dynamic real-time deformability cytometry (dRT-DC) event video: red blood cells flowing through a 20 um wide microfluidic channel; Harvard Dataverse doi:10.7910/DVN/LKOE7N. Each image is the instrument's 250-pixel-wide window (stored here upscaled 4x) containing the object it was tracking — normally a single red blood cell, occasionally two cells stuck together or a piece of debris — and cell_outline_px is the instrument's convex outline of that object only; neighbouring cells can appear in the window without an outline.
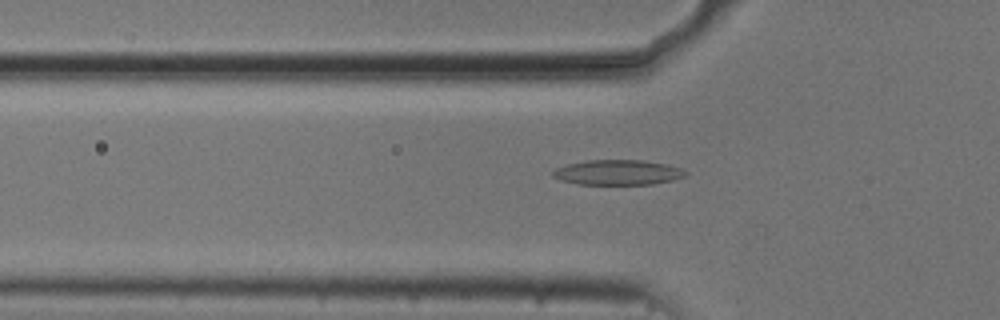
{"species": "common noctule bat (a hibernating species)", "species_latin": "Nyctalus noctula", "temperature_condition": "cold", "stored_images_in_passage": 29, "camera_frame_rate_fps": 3000, "um_per_image_px": 0.085, "animal": {"sex": "male", "body_mass_g": 20.5, "forearm_length_mm": 52.5}, "frame": {"image": 1, "passage_image": 6, "time_ms": 1.667, "image_size_px": [1000, 320], "cell_outline_px": [[688, 176], [672, 180], [652, 184], [576, 184], [560, 180], [552, 176], [552, 172], [556, 168], [568, 164], [584, 160], [644, 160], [668, 164], [680, 168], [688, 172]], "centroid_in_image_um": [52.53, 14.65], "position_along_channel_um": 73.3, "area_um2": 19.54}}
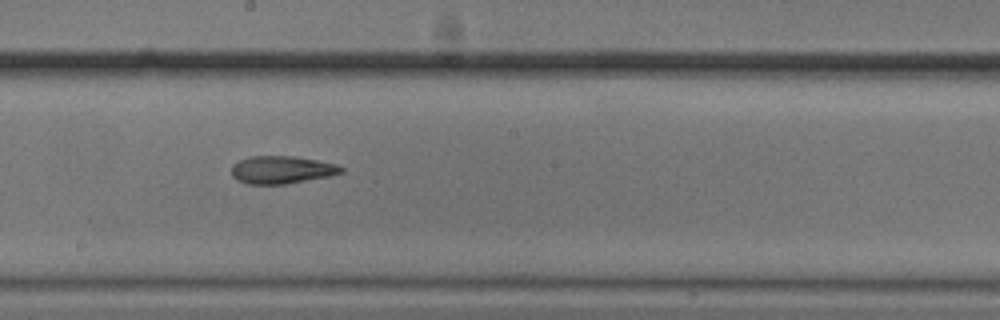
{"frame": {"image": 2, "passage_image": 18, "time_ms": 5.667, "image_size_px": [1000, 320], "cell_outline_px": [[344, 172], [332, 176], [284, 184], [248, 184], [236, 180], [232, 176], [232, 164], [240, 160], [252, 156], [292, 156], [316, 160], [336, 164], [344, 168]], "centroid_in_image_um": [23.95, 14.44], "position_along_channel_um": 224.2, "area_um2": 17.74}}
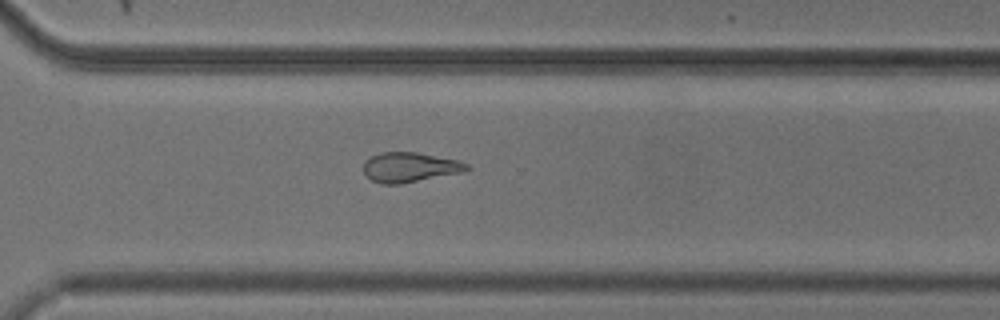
{"frame": {"image": 3, "passage_image": 27, "time_ms": 8.667, "image_size_px": [1000, 320], "cell_outline_px": [[472, 168], [460, 172], [400, 184], [380, 184], [372, 180], [364, 172], [364, 160], [380, 152], [416, 152], [456, 160], [468, 164]], "centroid_in_image_um": [34.79, 14.21], "position_along_channel_um": 335.8, "area_um2": 17.69}}